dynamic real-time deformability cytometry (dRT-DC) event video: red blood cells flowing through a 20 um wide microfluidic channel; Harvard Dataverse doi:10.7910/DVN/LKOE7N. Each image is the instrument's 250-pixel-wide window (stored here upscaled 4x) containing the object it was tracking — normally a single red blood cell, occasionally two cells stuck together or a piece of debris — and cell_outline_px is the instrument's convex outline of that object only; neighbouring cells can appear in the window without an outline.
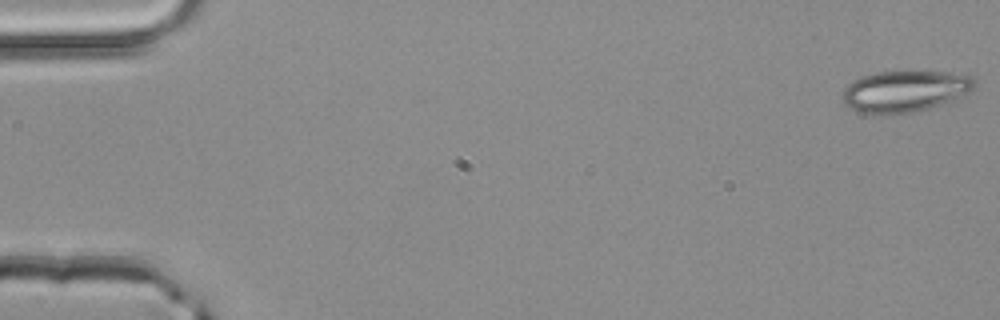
{"species": "common noctule bat (a hibernating species)", "species_latin": "Nyctalus noctula", "temperature_condition": "room temperature", "stored_images_in_passage": 50, "camera_frame_rate_fps": 3000, "um_per_image_px": 0.085, "animal": {"sex": "male", "body_mass_g": 20.4}, "frame": {"image": 1, "passage_image": 1, "time_ms": 0.0, "image_size_px": [1000, 320], "cell_outline_px": [[976, 84], [968, 92], [952, 100], [928, 108], [908, 112], [876, 116], [860, 112], [852, 108], [844, 100], [844, 88], [852, 80], [876, 72], [952, 72], [972, 76]], "centroid_in_image_um": [76.9, 7.76], "position_along_channel_um": 8.1, "area_um2": 31.44}}
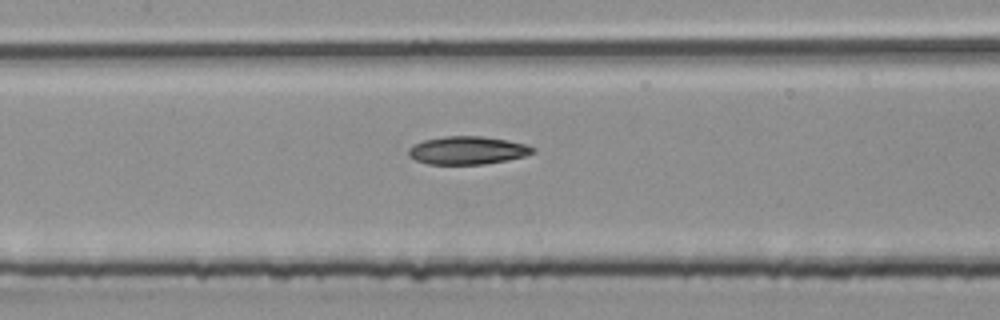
{"frame": {"image": 2, "passage_image": 24, "time_ms": 7.667, "image_size_px": [1000, 320], "cell_outline_px": [[536, 152], [524, 156], [508, 160], [484, 164], [428, 164], [416, 160], [408, 156], [408, 148], [412, 144], [424, 140], [444, 136], [484, 136], [508, 140], [524, 144], [536, 148]], "centroid_in_image_um": [39.73, 12.77], "position_along_channel_um": 167.7, "area_um2": 20.46}}
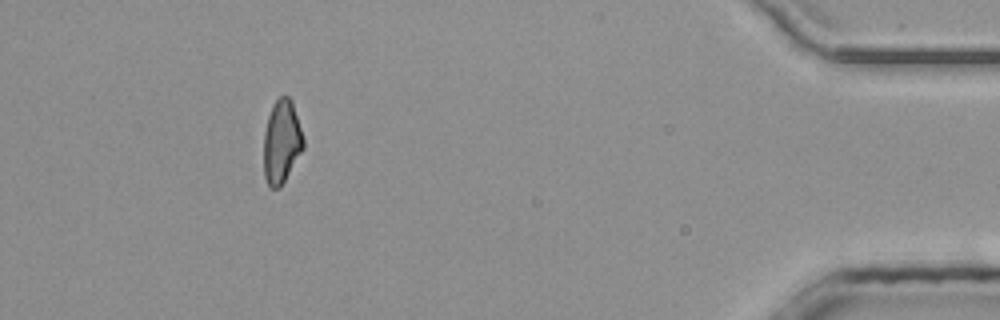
{"frame": {"image": 3, "passage_image": 46, "time_ms": 15.0, "image_size_px": [1000, 320], "cell_outline_px": [[304, 148], [280, 188], [268, 188], [264, 176], [264, 132], [268, 116], [272, 104], [280, 96], [288, 96], [292, 100], [304, 140]], "centroid_in_image_um": [23.93, 12.06], "position_along_channel_um": 411.3, "area_um2": 19.36}, "authors_computed_cell_mechanics": {"area_um2": 20.519, "velocity_mm_per_s": 4.1834, "shape_relaxation_time_tau1_ms": 8.8871, "shape_relaxation_time_tau2_ms": null, "deformation_change_tau1": 0.2357, "deformation_change_tau2": null}}